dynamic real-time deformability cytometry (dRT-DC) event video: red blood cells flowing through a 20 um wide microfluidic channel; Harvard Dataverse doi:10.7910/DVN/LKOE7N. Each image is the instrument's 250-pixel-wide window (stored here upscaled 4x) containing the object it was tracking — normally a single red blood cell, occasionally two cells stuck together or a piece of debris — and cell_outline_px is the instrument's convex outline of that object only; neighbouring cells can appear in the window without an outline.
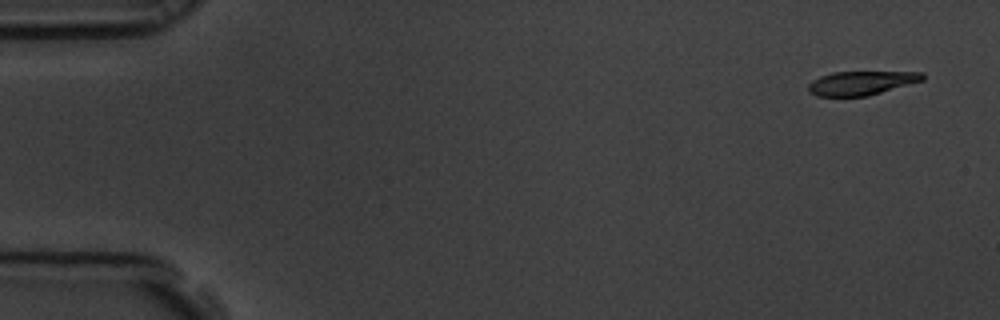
{"species": "common noctule bat (a hibernating species)", "species_latin": "Nyctalus noctula", "temperature_condition": "room temperature", "stored_images_in_passage": 4, "camera_frame_rate_fps": 3000, "um_per_image_px": 0.085, "animal": {"sex": "male", "body_mass_g": 19.5, "forearm_length_mm": 54.6}, "frame": {"image": 1, "passage_image": 1, "time_ms": 0.0, "image_size_px": [1000, 320], "cell_outline_px": [[924, 80], [868, 96], [816, 96], [808, 92], [808, 84], [812, 80], [820, 76], [832, 72], [924, 72]], "centroid_in_image_um": [73.18, 7.06], "position_along_channel_um": 11.8, "area_um2": 15.95}}